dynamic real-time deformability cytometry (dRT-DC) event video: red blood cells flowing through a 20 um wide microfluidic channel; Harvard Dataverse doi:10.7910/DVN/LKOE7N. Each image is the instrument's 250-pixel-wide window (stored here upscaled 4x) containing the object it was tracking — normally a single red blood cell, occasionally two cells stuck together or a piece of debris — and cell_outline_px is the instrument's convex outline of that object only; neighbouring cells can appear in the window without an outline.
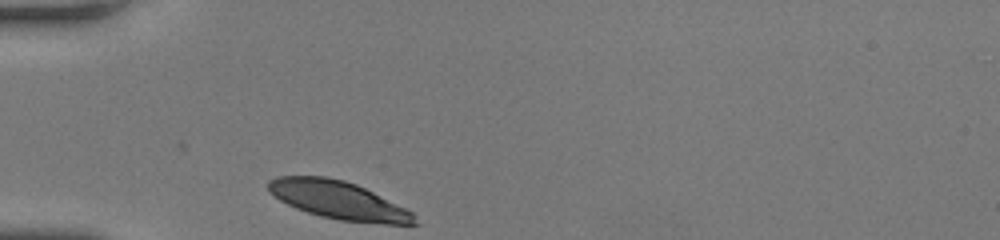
{"species": "human", "species_latin": "Homo sapiens", "temperature_condition": "room temperature", "stored_images_in_passage": 27, "camera_frame_rate_fps": 3000, "um_per_image_px": 0.085, "donor": {"sex": "female"}, "frame": {"image": 1, "passage_image": 1, "time_ms": 0.0, "image_size_px": [1000, 240], "cell_outline_px": [[420, 224], [384, 224], [340, 220], [320, 216], [296, 208], [280, 200], [268, 192], [268, 180], [276, 176], [324, 176], [344, 180], [356, 184], [412, 212], [416, 216]], "centroid_in_image_um": [28.74, 17.01], "position_along_channel_um": 56.3, "area_um2": 32.19}}
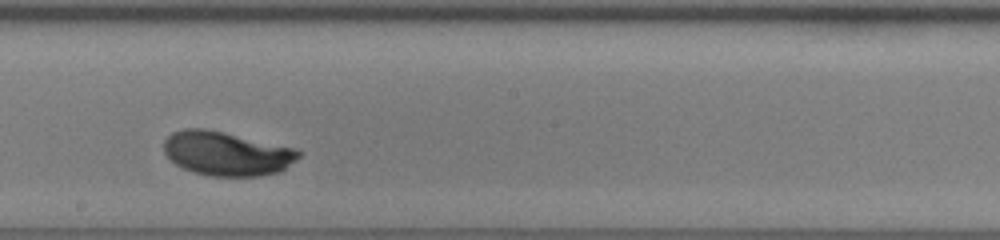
{"frame": {"image": 2, "passage_image": 15, "time_ms": 4.667, "image_size_px": [1000, 240], "cell_outline_px": [[300, 156], [280, 172], [256, 176], [212, 176], [192, 172], [176, 164], [164, 152], [164, 140], [172, 132], [184, 128], [204, 128], [224, 132], [292, 148], [300, 152]], "centroid_in_image_um": [19.22, 13.05], "position_along_channel_um": 229.0, "area_um2": 34.22}}
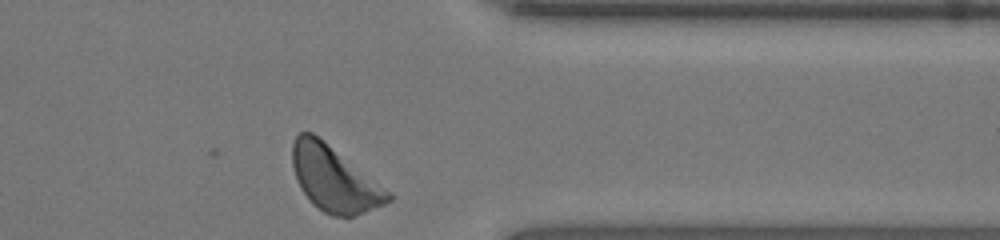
{"frame": {"image": 3, "passage_image": 27, "time_ms": 8.667, "image_size_px": [1000, 240], "cell_outline_px": [[392, 200], [384, 204], [364, 212], [352, 216], [332, 216], [324, 212], [312, 204], [308, 200], [300, 188], [292, 164], [292, 144], [296, 136], [300, 132], [312, 132], [392, 192]], "centroid_in_image_um": [28.41, 15.21], "position_along_channel_um": 383.0, "area_um2": 36.13}, "authors_computed_cell_mechanics": {"area_um2": 34.5066, "velocity_mm_per_s": 3.994, "shape_relaxation_time_tau1_ms": 2.3214, "shape_relaxation_time_tau2_ms": null, "deformation_change_tau1": 0.1345, "deformation_change_tau2": null}}